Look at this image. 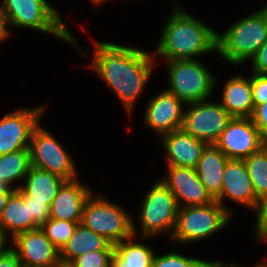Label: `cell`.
<instances>
[{"mask_svg":"<svg viewBox=\"0 0 267 267\" xmlns=\"http://www.w3.org/2000/svg\"><path fill=\"white\" fill-rule=\"evenodd\" d=\"M139 207L138 228L142 233L139 232V238L146 240L169 232L171 238L179 207L174 194L161 179L151 186Z\"/></svg>","mask_w":267,"mask_h":267,"instance_id":"52a82bcc","label":"cell"},{"mask_svg":"<svg viewBox=\"0 0 267 267\" xmlns=\"http://www.w3.org/2000/svg\"><path fill=\"white\" fill-rule=\"evenodd\" d=\"M221 105L232 117L251 118L254 112L251 90V74L249 78L236 75L223 85Z\"/></svg>","mask_w":267,"mask_h":267,"instance_id":"d6986e66","label":"cell"},{"mask_svg":"<svg viewBox=\"0 0 267 267\" xmlns=\"http://www.w3.org/2000/svg\"><path fill=\"white\" fill-rule=\"evenodd\" d=\"M254 211L257 217L255 224V239H257L267 229V194L258 198Z\"/></svg>","mask_w":267,"mask_h":267,"instance_id":"1f68e13d","label":"cell"},{"mask_svg":"<svg viewBox=\"0 0 267 267\" xmlns=\"http://www.w3.org/2000/svg\"><path fill=\"white\" fill-rule=\"evenodd\" d=\"M251 119L261 136L267 140V102L254 107Z\"/></svg>","mask_w":267,"mask_h":267,"instance_id":"d6a6232c","label":"cell"},{"mask_svg":"<svg viewBox=\"0 0 267 267\" xmlns=\"http://www.w3.org/2000/svg\"><path fill=\"white\" fill-rule=\"evenodd\" d=\"M167 174L160 179L174 194L178 207L205 206L215 199L199 180L195 168L167 166Z\"/></svg>","mask_w":267,"mask_h":267,"instance_id":"4fadbf2b","label":"cell"},{"mask_svg":"<svg viewBox=\"0 0 267 267\" xmlns=\"http://www.w3.org/2000/svg\"><path fill=\"white\" fill-rule=\"evenodd\" d=\"M14 190H0V214L6 205V202Z\"/></svg>","mask_w":267,"mask_h":267,"instance_id":"8d00e7d4","label":"cell"},{"mask_svg":"<svg viewBox=\"0 0 267 267\" xmlns=\"http://www.w3.org/2000/svg\"><path fill=\"white\" fill-rule=\"evenodd\" d=\"M92 3L97 4L100 0H90Z\"/></svg>","mask_w":267,"mask_h":267,"instance_id":"f6af8a7d","label":"cell"},{"mask_svg":"<svg viewBox=\"0 0 267 267\" xmlns=\"http://www.w3.org/2000/svg\"><path fill=\"white\" fill-rule=\"evenodd\" d=\"M137 235L114 244L112 267H152L156 255Z\"/></svg>","mask_w":267,"mask_h":267,"instance_id":"cb8c5ba5","label":"cell"},{"mask_svg":"<svg viewBox=\"0 0 267 267\" xmlns=\"http://www.w3.org/2000/svg\"><path fill=\"white\" fill-rule=\"evenodd\" d=\"M53 267H76L72 261L60 259Z\"/></svg>","mask_w":267,"mask_h":267,"instance_id":"f35d334b","label":"cell"},{"mask_svg":"<svg viewBox=\"0 0 267 267\" xmlns=\"http://www.w3.org/2000/svg\"><path fill=\"white\" fill-rule=\"evenodd\" d=\"M38 227L30 215L29 204L23 198V190H14L0 214V229L5 235L10 233L13 238L21 232Z\"/></svg>","mask_w":267,"mask_h":267,"instance_id":"ffe728a7","label":"cell"},{"mask_svg":"<svg viewBox=\"0 0 267 267\" xmlns=\"http://www.w3.org/2000/svg\"><path fill=\"white\" fill-rule=\"evenodd\" d=\"M77 222L50 218L41 229L51 243L60 251L73 235Z\"/></svg>","mask_w":267,"mask_h":267,"instance_id":"4316f807","label":"cell"},{"mask_svg":"<svg viewBox=\"0 0 267 267\" xmlns=\"http://www.w3.org/2000/svg\"><path fill=\"white\" fill-rule=\"evenodd\" d=\"M21 267H34V266H27V265L22 264Z\"/></svg>","mask_w":267,"mask_h":267,"instance_id":"bcb514c9","label":"cell"},{"mask_svg":"<svg viewBox=\"0 0 267 267\" xmlns=\"http://www.w3.org/2000/svg\"><path fill=\"white\" fill-rule=\"evenodd\" d=\"M257 198L267 194V145L243 159Z\"/></svg>","mask_w":267,"mask_h":267,"instance_id":"484cf974","label":"cell"},{"mask_svg":"<svg viewBox=\"0 0 267 267\" xmlns=\"http://www.w3.org/2000/svg\"><path fill=\"white\" fill-rule=\"evenodd\" d=\"M7 237H6V235L3 233V231L0 229V257L6 252V251H8L10 248H11V246L10 247H8L7 245H6V243H7Z\"/></svg>","mask_w":267,"mask_h":267,"instance_id":"74e56055","label":"cell"},{"mask_svg":"<svg viewBox=\"0 0 267 267\" xmlns=\"http://www.w3.org/2000/svg\"><path fill=\"white\" fill-rule=\"evenodd\" d=\"M22 264L34 267H53L60 260V251L46 237L41 227L21 232L12 239Z\"/></svg>","mask_w":267,"mask_h":267,"instance_id":"5bb4252c","label":"cell"},{"mask_svg":"<svg viewBox=\"0 0 267 267\" xmlns=\"http://www.w3.org/2000/svg\"><path fill=\"white\" fill-rule=\"evenodd\" d=\"M210 267H223V265L216 260Z\"/></svg>","mask_w":267,"mask_h":267,"instance_id":"7bdbcfd3","label":"cell"},{"mask_svg":"<svg viewBox=\"0 0 267 267\" xmlns=\"http://www.w3.org/2000/svg\"><path fill=\"white\" fill-rule=\"evenodd\" d=\"M94 193L80 179L66 180L59 188L50 206V218L81 222L87 199Z\"/></svg>","mask_w":267,"mask_h":267,"instance_id":"e0dca14e","label":"cell"},{"mask_svg":"<svg viewBox=\"0 0 267 267\" xmlns=\"http://www.w3.org/2000/svg\"><path fill=\"white\" fill-rule=\"evenodd\" d=\"M45 107L16 109L0 118V155L29 149L33 129L40 123Z\"/></svg>","mask_w":267,"mask_h":267,"instance_id":"8fae6325","label":"cell"},{"mask_svg":"<svg viewBox=\"0 0 267 267\" xmlns=\"http://www.w3.org/2000/svg\"><path fill=\"white\" fill-rule=\"evenodd\" d=\"M231 216L216 200L205 206L179 208L175 228L169 239L177 244L201 241L225 228Z\"/></svg>","mask_w":267,"mask_h":267,"instance_id":"ba28073f","label":"cell"},{"mask_svg":"<svg viewBox=\"0 0 267 267\" xmlns=\"http://www.w3.org/2000/svg\"><path fill=\"white\" fill-rule=\"evenodd\" d=\"M23 198L25 202L29 204L30 215L32 220L41 227L50 219V206L46 202L31 201L29 197L23 191Z\"/></svg>","mask_w":267,"mask_h":267,"instance_id":"4dcf8cb0","label":"cell"},{"mask_svg":"<svg viewBox=\"0 0 267 267\" xmlns=\"http://www.w3.org/2000/svg\"><path fill=\"white\" fill-rule=\"evenodd\" d=\"M167 166L196 168L203 150L208 145L186 133L182 128L162 136Z\"/></svg>","mask_w":267,"mask_h":267,"instance_id":"ac0fdd59","label":"cell"},{"mask_svg":"<svg viewBox=\"0 0 267 267\" xmlns=\"http://www.w3.org/2000/svg\"><path fill=\"white\" fill-rule=\"evenodd\" d=\"M184 103L167 90L153 97L145 108L144 124L163 136L181 129L184 117Z\"/></svg>","mask_w":267,"mask_h":267,"instance_id":"2e32d148","label":"cell"},{"mask_svg":"<svg viewBox=\"0 0 267 267\" xmlns=\"http://www.w3.org/2000/svg\"><path fill=\"white\" fill-rule=\"evenodd\" d=\"M218 54L234 66L250 61L267 40V6L217 34Z\"/></svg>","mask_w":267,"mask_h":267,"instance_id":"277c9868","label":"cell"},{"mask_svg":"<svg viewBox=\"0 0 267 267\" xmlns=\"http://www.w3.org/2000/svg\"><path fill=\"white\" fill-rule=\"evenodd\" d=\"M250 61L252 63V72L267 74V40L261 45Z\"/></svg>","mask_w":267,"mask_h":267,"instance_id":"836d02e7","label":"cell"},{"mask_svg":"<svg viewBox=\"0 0 267 267\" xmlns=\"http://www.w3.org/2000/svg\"><path fill=\"white\" fill-rule=\"evenodd\" d=\"M219 262L223 265V267H240V265L236 264V263H233V264L232 263H228V264H226V263H224L222 261H219ZM253 267H267V265L264 262L261 261L258 264L254 265Z\"/></svg>","mask_w":267,"mask_h":267,"instance_id":"ab89813d","label":"cell"},{"mask_svg":"<svg viewBox=\"0 0 267 267\" xmlns=\"http://www.w3.org/2000/svg\"><path fill=\"white\" fill-rule=\"evenodd\" d=\"M185 107L182 129L207 144H215L233 118L218 101L208 99Z\"/></svg>","mask_w":267,"mask_h":267,"instance_id":"30bf717a","label":"cell"},{"mask_svg":"<svg viewBox=\"0 0 267 267\" xmlns=\"http://www.w3.org/2000/svg\"><path fill=\"white\" fill-rule=\"evenodd\" d=\"M105 249H114V244H112V242L105 236L98 234L79 223L73 235L60 250V259L73 261L76 257L87 252Z\"/></svg>","mask_w":267,"mask_h":267,"instance_id":"603a6c76","label":"cell"},{"mask_svg":"<svg viewBox=\"0 0 267 267\" xmlns=\"http://www.w3.org/2000/svg\"><path fill=\"white\" fill-rule=\"evenodd\" d=\"M228 160L219 148L214 144H208L195 168L199 180L214 199L221 193L223 173Z\"/></svg>","mask_w":267,"mask_h":267,"instance_id":"44dd1931","label":"cell"},{"mask_svg":"<svg viewBox=\"0 0 267 267\" xmlns=\"http://www.w3.org/2000/svg\"><path fill=\"white\" fill-rule=\"evenodd\" d=\"M107 1H110V0H100V1L96 4V6H99V4L101 5L102 3L107 2Z\"/></svg>","mask_w":267,"mask_h":267,"instance_id":"ee69618b","label":"cell"},{"mask_svg":"<svg viewBox=\"0 0 267 267\" xmlns=\"http://www.w3.org/2000/svg\"><path fill=\"white\" fill-rule=\"evenodd\" d=\"M31 166L57 174L65 180L78 178L74 160L52 136V134L38 124L32 132L30 141Z\"/></svg>","mask_w":267,"mask_h":267,"instance_id":"9c48e42d","label":"cell"},{"mask_svg":"<svg viewBox=\"0 0 267 267\" xmlns=\"http://www.w3.org/2000/svg\"><path fill=\"white\" fill-rule=\"evenodd\" d=\"M214 261L187 257L177 251L155 255L152 267H210Z\"/></svg>","mask_w":267,"mask_h":267,"instance_id":"83f0119b","label":"cell"},{"mask_svg":"<svg viewBox=\"0 0 267 267\" xmlns=\"http://www.w3.org/2000/svg\"><path fill=\"white\" fill-rule=\"evenodd\" d=\"M264 241L267 243V229L256 239V242H261Z\"/></svg>","mask_w":267,"mask_h":267,"instance_id":"60d3db41","label":"cell"},{"mask_svg":"<svg viewBox=\"0 0 267 267\" xmlns=\"http://www.w3.org/2000/svg\"><path fill=\"white\" fill-rule=\"evenodd\" d=\"M226 199L251 210L256 207L258 198L255 195L244 160L229 159L227 161L223 173L221 193L215 198L232 215L233 209L224 203Z\"/></svg>","mask_w":267,"mask_h":267,"instance_id":"9a60e30c","label":"cell"},{"mask_svg":"<svg viewBox=\"0 0 267 267\" xmlns=\"http://www.w3.org/2000/svg\"><path fill=\"white\" fill-rule=\"evenodd\" d=\"M93 194L84 206L80 222L83 226L105 236L112 244L136 235L138 229L131 214L107 197Z\"/></svg>","mask_w":267,"mask_h":267,"instance_id":"5b68a950","label":"cell"},{"mask_svg":"<svg viewBox=\"0 0 267 267\" xmlns=\"http://www.w3.org/2000/svg\"><path fill=\"white\" fill-rule=\"evenodd\" d=\"M229 159L243 160L266 145L251 118L233 117L214 144Z\"/></svg>","mask_w":267,"mask_h":267,"instance_id":"7c38bea8","label":"cell"},{"mask_svg":"<svg viewBox=\"0 0 267 267\" xmlns=\"http://www.w3.org/2000/svg\"><path fill=\"white\" fill-rule=\"evenodd\" d=\"M30 167V149L0 155V178L10 188H13L12 183L15 181H23L26 178Z\"/></svg>","mask_w":267,"mask_h":267,"instance_id":"d4e9b609","label":"cell"},{"mask_svg":"<svg viewBox=\"0 0 267 267\" xmlns=\"http://www.w3.org/2000/svg\"><path fill=\"white\" fill-rule=\"evenodd\" d=\"M251 90L254 107L267 102V74H251Z\"/></svg>","mask_w":267,"mask_h":267,"instance_id":"f546056e","label":"cell"},{"mask_svg":"<svg viewBox=\"0 0 267 267\" xmlns=\"http://www.w3.org/2000/svg\"><path fill=\"white\" fill-rule=\"evenodd\" d=\"M168 92L185 105L210 98L216 86V77L198 59L166 61Z\"/></svg>","mask_w":267,"mask_h":267,"instance_id":"8992f818","label":"cell"},{"mask_svg":"<svg viewBox=\"0 0 267 267\" xmlns=\"http://www.w3.org/2000/svg\"><path fill=\"white\" fill-rule=\"evenodd\" d=\"M9 32L7 30L6 22L4 19V15L0 9V43H2L4 40L9 38Z\"/></svg>","mask_w":267,"mask_h":267,"instance_id":"d590c367","label":"cell"},{"mask_svg":"<svg viewBox=\"0 0 267 267\" xmlns=\"http://www.w3.org/2000/svg\"><path fill=\"white\" fill-rule=\"evenodd\" d=\"M114 249L87 252L72 262L76 267H112Z\"/></svg>","mask_w":267,"mask_h":267,"instance_id":"f1b7e54d","label":"cell"},{"mask_svg":"<svg viewBox=\"0 0 267 267\" xmlns=\"http://www.w3.org/2000/svg\"><path fill=\"white\" fill-rule=\"evenodd\" d=\"M0 9L9 35H11V26L34 29L46 35L51 34L65 43L73 44L85 57L88 56V52L77 47L79 45L76 38L68 30L60 12L47 0H3L2 4L0 3Z\"/></svg>","mask_w":267,"mask_h":267,"instance_id":"3957f363","label":"cell"},{"mask_svg":"<svg viewBox=\"0 0 267 267\" xmlns=\"http://www.w3.org/2000/svg\"><path fill=\"white\" fill-rule=\"evenodd\" d=\"M94 47L90 69L106 82L131 114L157 65V57L136 47L103 41H94Z\"/></svg>","mask_w":267,"mask_h":267,"instance_id":"6da1fadb","label":"cell"},{"mask_svg":"<svg viewBox=\"0 0 267 267\" xmlns=\"http://www.w3.org/2000/svg\"><path fill=\"white\" fill-rule=\"evenodd\" d=\"M24 181L20 185H15L14 189L21 188L31 197V201L46 202L51 206L59 188L66 180L57 174L31 166Z\"/></svg>","mask_w":267,"mask_h":267,"instance_id":"7402d4cb","label":"cell"},{"mask_svg":"<svg viewBox=\"0 0 267 267\" xmlns=\"http://www.w3.org/2000/svg\"><path fill=\"white\" fill-rule=\"evenodd\" d=\"M22 263L10 248L0 257V267H21Z\"/></svg>","mask_w":267,"mask_h":267,"instance_id":"e575fe53","label":"cell"},{"mask_svg":"<svg viewBox=\"0 0 267 267\" xmlns=\"http://www.w3.org/2000/svg\"><path fill=\"white\" fill-rule=\"evenodd\" d=\"M167 19L156 47L157 57L170 60L199 59L218 52V32L177 4ZM199 56V57H198Z\"/></svg>","mask_w":267,"mask_h":267,"instance_id":"7a4b0ae2","label":"cell"},{"mask_svg":"<svg viewBox=\"0 0 267 267\" xmlns=\"http://www.w3.org/2000/svg\"><path fill=\"white\" fill-rule=\"evenodd\" d=\"M0 190H15L14 188L8 187L3 180L0 178Z\"/></svg>","mask_w":267,"mask_h":267,"instance_id":"b9f144b4","label":"cell"}]
</instances>
